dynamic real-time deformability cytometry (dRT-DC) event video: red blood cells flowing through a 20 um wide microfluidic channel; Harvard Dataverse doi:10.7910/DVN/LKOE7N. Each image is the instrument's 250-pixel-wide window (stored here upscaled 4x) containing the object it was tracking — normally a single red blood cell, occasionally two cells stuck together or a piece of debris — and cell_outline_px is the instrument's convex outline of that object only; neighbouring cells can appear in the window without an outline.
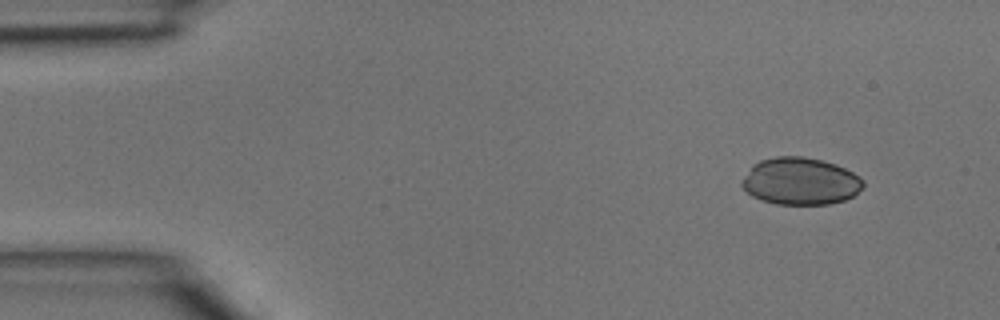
{"species": "common noctule bat (a hibernating species)", "species_latin": "Nyctalus noctula", "temperature_condition": "room temperature", "stored_images_in_passage": 3, "camera_frame_rate_fps": 3000, "um_per_image_px": 0.085, "animal": {"sex": "male", "body_mass_g": 15.6}, "frame": {"image": 1, "passage_image": 1, "time_ms": 0.0, "image_size_px": [1000, 320], "cell_outline_px": [[864, 188], [852, 196], [844, 200], [828, 204], [776, 204], [752, 196], [740, 184], [740, 180], [752, 164], [760, 160], [776, 156], [800, 156], [820, 160], [836, 164], [860, 176], [864, 180]], "centroid_in_image_um": [68.02, 15.39], "position_along_channel_um": 17.0, "area_um2": 33.47}}